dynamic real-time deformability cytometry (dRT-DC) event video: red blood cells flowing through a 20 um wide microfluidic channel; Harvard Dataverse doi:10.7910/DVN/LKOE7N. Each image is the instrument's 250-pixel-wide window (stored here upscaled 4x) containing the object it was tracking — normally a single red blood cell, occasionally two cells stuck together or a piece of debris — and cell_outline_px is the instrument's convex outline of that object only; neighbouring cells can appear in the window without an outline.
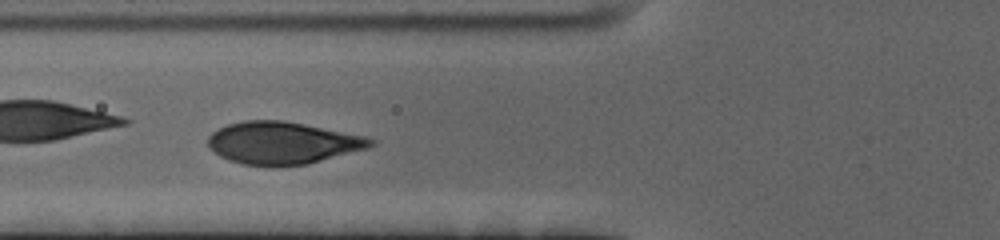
{"species": "human", "species_latin": "Homo sapiens", "temperature_condition": "cold", "stored_images_in_passage": 45, "camera_frame_rate_fps": 3000, "um_per_image_px": 0.085, "donor": {"sex": "female"}, "frame": {"image": 1, "passage_image": 8, "time_ms": 2.333, "image_size_px": [1000, 240], "cell_outline_px": [[376, 144], [368, 148], [308, 164], [240, 164], [228, 160], [220, 156], [208, 144], [208, 136], [212, 132], [228, 124], [244, 120], [284, 120], [364, 136], [376, 140]], "centroid_in_image_um": [24.03, 12.12], "position_along_channel_um": 101.8, "area_um2": 39.42}}
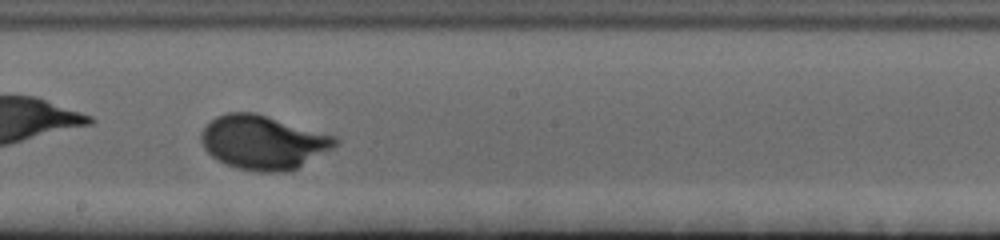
{"frame": {"image": 2, "passage_image": 19, "time_ms": 6.0, "image_size_px": [1000, 240], "cell_outline_px": [[340, 144], [296, 168], [288, 172], [256, 172], [236, 168], [224, 164], [216, 160], [204, 148], [200, 140], [200, 132], [216, 116], [228, 112], [256, 112], [336, 136], [340, 140]], "centroid_in_image_um": [22.36, 12.1], "position_along_channel_um": 225.8, "area_um2": 42.48}}
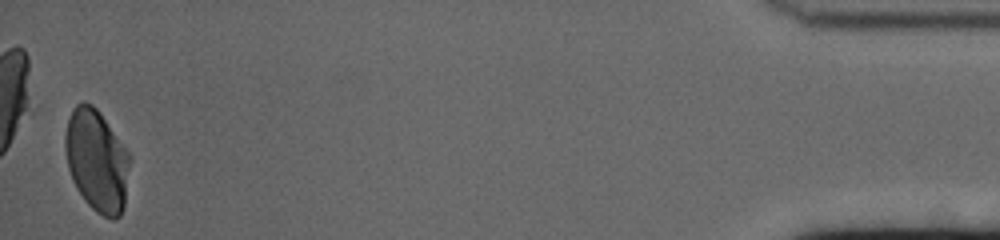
{"frame": {"image": 3, "passage_image": 44, "time_ms": 14.333, "image_size_px": [1000, 240], "cell_outline_px": [[132, 156], [124, 208], [120, 216], [112, 220], [96, 212], [84, 200], [76, 188], [72, 180], [68, 168], [64, 148], [64, 136], [68, 120], [72, 108], [76, 104], [92, 104], [100, 112]], "centroid_in_image_um": [8.24, 13.67], "position_along_channel_um": 427.0, "area_um2": 38.9}, "authors_computed_cell_mechanics": {"area_um2": 39.4196, "velocity_mm_per_s": 3.3934, "shape_relaxation_time_tau1_ms": 3.4018, "shape_relaxation_time_tau2_ms": null, "deformation_change_tau1": 0.1865, "deformation_change_tau2": null}}